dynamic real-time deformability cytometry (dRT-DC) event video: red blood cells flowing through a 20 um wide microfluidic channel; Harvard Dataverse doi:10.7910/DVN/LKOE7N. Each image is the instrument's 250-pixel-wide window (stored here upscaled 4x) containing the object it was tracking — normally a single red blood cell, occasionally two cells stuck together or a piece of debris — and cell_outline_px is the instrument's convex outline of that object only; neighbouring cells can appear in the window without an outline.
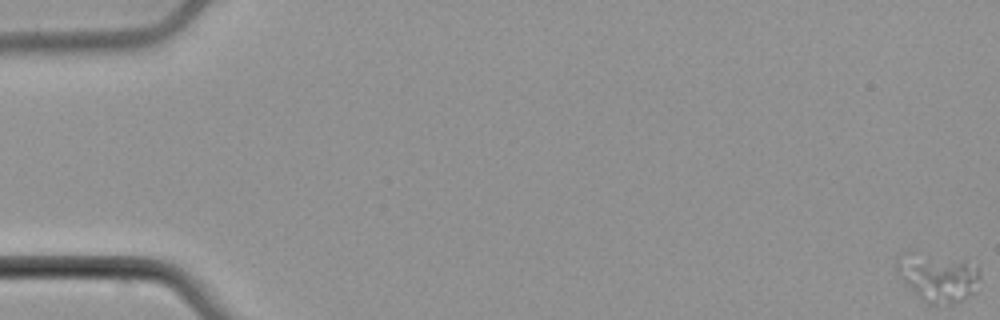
{"species": "common noctule bat (a hibernating species)", "species_latin": "Nyctalus noctula", "temperature_condition": "cold", "stored_images_in_passage": 59, "camera_frame_rate_fps": 3000, "um_per_image_px": 0.085, "animal": {"sex": "male", "body_mass_g": 21.5, "forearm_length_mm": 52.0}, "frame": {"image": 1, "passage_image": 1, "time_ms": 0.0, "image_size_px": [1000, 320], "cell_outline_px": [[980, 276], [976, 292], [960, 300], [936, 304], [928, 304], [896, 272], [896, 260], [904, 252], [916, 248], [964, 260], [976, 268], [980, 272]], "centroid_in_image_um": [79.7, 23.45], "position_along_channel_um": 5.3, "area_um2": 23.7}}
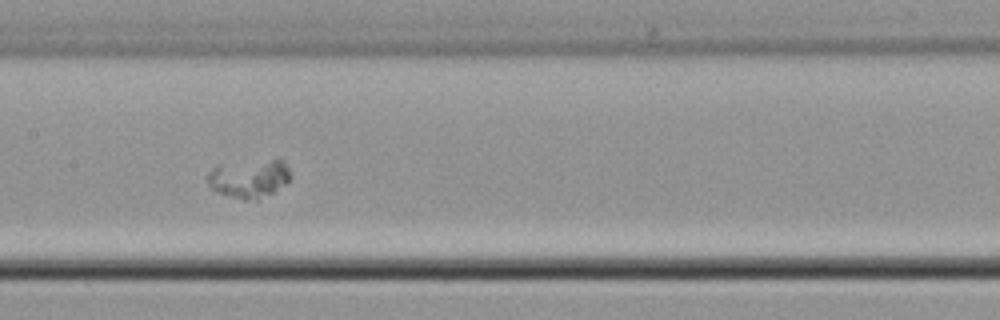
{"frame": {"image": 2, "passage_image": 31, "time_ms": 10.0, "image_size_px": [1000, 320], "cell_outline_px": [[288, 180], [284, 184], [272, 192], [256, 200], [244, 200], [220, 192], [212, 188], [208, 184], [204, 176], [216, 164], [272, 160], [284, 160], [288, 168]], "centroid_in_image_um": [21.1, 15.16], "position_along_channel_um": 186.3, "area_um2": 18.21}}
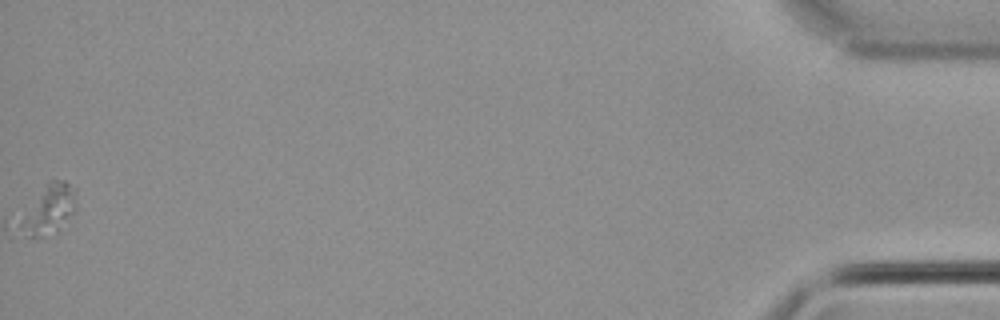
{"frame": {"image": 3, "passage_image": 59, "time_ms": 19.333, "image_size_px": [1000, 320], "cell_outline_px": [[76, 212], [60, 232], [32, 240], [28, 236], [20, 224], [40, 196], [52, 180], [64, 180], [76, 188]], "centroid_in_image_um": [4.34, 17.89], "position_along_channel_um": 430.9, "area_um2": 15.37}}